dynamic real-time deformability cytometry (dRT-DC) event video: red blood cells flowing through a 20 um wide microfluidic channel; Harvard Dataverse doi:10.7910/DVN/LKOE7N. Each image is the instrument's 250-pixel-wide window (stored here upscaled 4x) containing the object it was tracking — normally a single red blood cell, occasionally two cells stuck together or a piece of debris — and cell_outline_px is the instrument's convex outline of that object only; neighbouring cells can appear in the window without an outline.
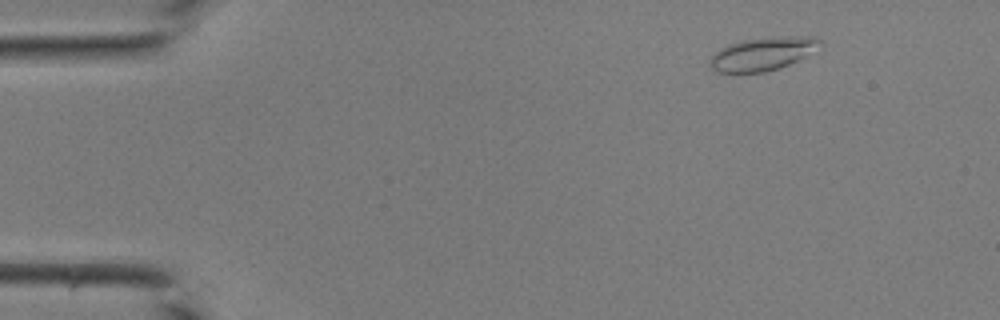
{"species": "common noctule bat (a hibernating species)", "species_latin": "Nyctalus noctula", "temperature_condition": "room temperature", "stored_images_in_passage": 39, "camera_frame_rate_fps": 3000, "um_per_image_px": 0.085, "animal": {"sex": "male", "body_mass_g": 19.0, "forearm_length_mm": 50.8}, "frame": {"image": 1, "passage_image": 2, "time_ms": 0.333, "image_size_px": [1000, 320], "cell_outline_px": [[820, 44], [804, 56], [788, 64], [764, 72], [716, 72], [712, 68], [712, 56], [720, 48], [728, 44], [744, 40], [788, 36], [816, 36], [820, 40]], "centroid_in_image_um": [64.8, 4.56], "position_along_channel_um": 20.2, "area_um2": 20.52}}
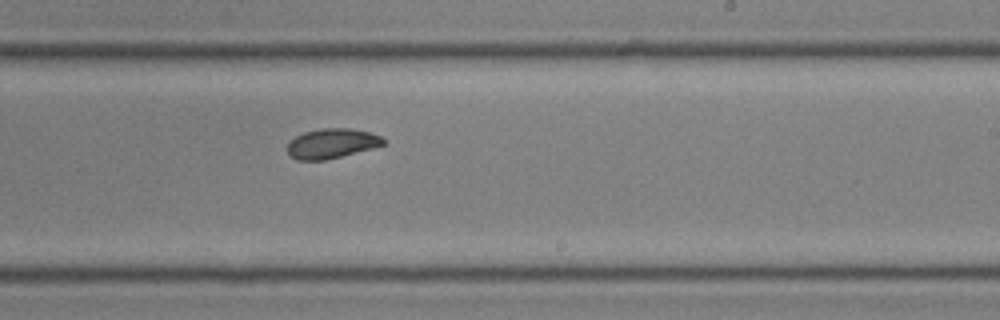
{"frame": {"image": 2, "passage_image": 23, "time_ms": 7.333, "image_size_px": [1000, 320], "cell_outline_px": [[384, 144], [372, 148], [324, 160], [296, 160], [288, 156], [288, 144], [296, 136], [304, 132], [320, 128], [352, 128], [372, 132], [380, 136], [384, 140]], "centroid_in_image_um": [28.18, 12.18], "position_along_channel_um": 260.8, "area_um2": 16.59}}
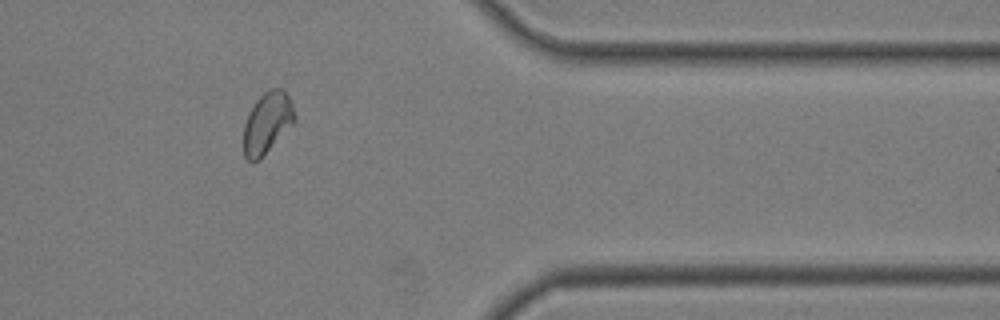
{"frame": {"image": 3, "passage_image": 32, "time_ms": 10.333, "image_size_px": [1000, 320], "cell_outline_px": [[296, 120], [260, 160], [252, 164], [244, 156], [244, 124], [256, 100], [264, 92], [272, 88], [280, 88], [288, 96], [292, 104], [296, 116]], "centroid_in_image_um": [22.71, 10.48], "position_along_channel_um": 388.7, "area_um2": 18.09}}